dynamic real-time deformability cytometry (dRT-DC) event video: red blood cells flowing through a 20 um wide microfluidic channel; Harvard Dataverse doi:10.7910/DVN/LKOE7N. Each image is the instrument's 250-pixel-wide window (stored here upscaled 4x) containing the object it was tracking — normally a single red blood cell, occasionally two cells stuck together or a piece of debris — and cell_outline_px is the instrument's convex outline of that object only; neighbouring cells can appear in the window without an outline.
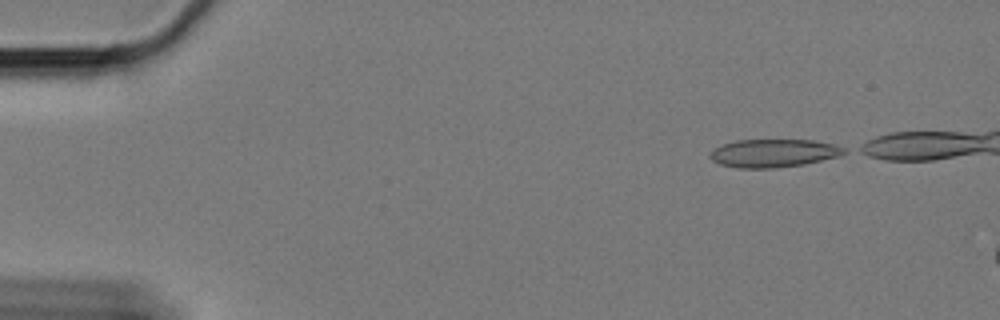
{"species": "Egyptian fruit bat (a non-hibernating species)", "species_latin": "Rousettus aegyptiacus", "temperature_condition": "cold", "stored_images_in_passage": 47, "camera_frame_rate_fps": 3000, "um_per_image_px": 0.085, "animal": {"sex": "female"}, "frame": {"image": 1, "passage_image": 1, "time_ms": 0.0, "image_size_px": [1000, 320], "cell_outline_px": [[848, 152], [836, 156], [804, 164], [772, 168], [740, 168], [720, 164], [712, 160], [708, 156], [716, 148], [724, 144], [736, 140], [812, 140], [832, 144], [848, 148]], "centroid_in_image_um": [65.76, 13.01], "position_along_channel_um": 19.2, "area_um2": 21.68}}
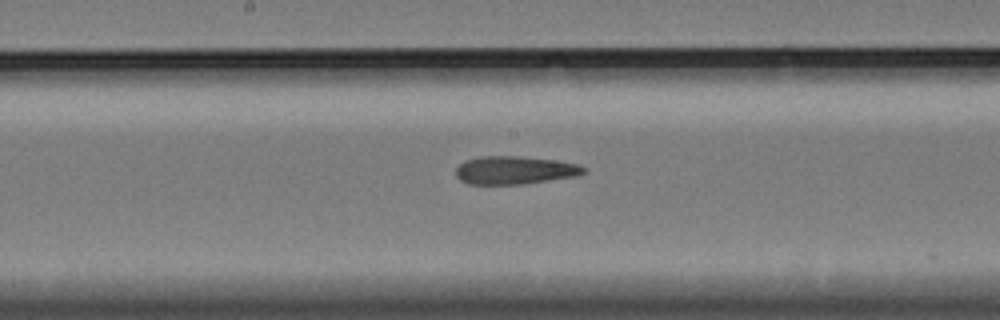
{"frame": {"image": 2, "passage_image": 26, "time_ms": 8.333, "image_size_px": [1000, 320], "cell_outline_px": [[588, 172], [576, 176], [520, 184], [468, 184], [460, 180], [456, 176], [456, 168], [464, 160], [480, 156], [520, 156], [556, 160], [580, 164], [588, 168]], "centroid_in_image_um": [43.78, 14.45], "position_along_channel_um": 204.4, "area_um2": 21.1}}
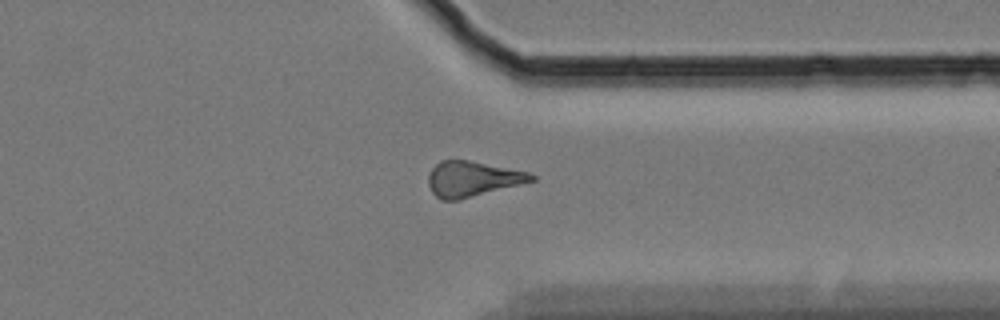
{"frame": {"image": 3, "passage_image": 41, "time_ms": 13.333, "image_size_px": [1000, 320], "cell_outline_px": [[536, 180], [460, 200], [440, 200], [432, 192], [428, 184], [428, 176], [432, 168], [440, 160], [468, 160], [528, 172], [536, 176]], "centroid_in_image_um": [40.14, 15.22], "position_along_channel_um": 371.3, "area_um2": 21.15}}